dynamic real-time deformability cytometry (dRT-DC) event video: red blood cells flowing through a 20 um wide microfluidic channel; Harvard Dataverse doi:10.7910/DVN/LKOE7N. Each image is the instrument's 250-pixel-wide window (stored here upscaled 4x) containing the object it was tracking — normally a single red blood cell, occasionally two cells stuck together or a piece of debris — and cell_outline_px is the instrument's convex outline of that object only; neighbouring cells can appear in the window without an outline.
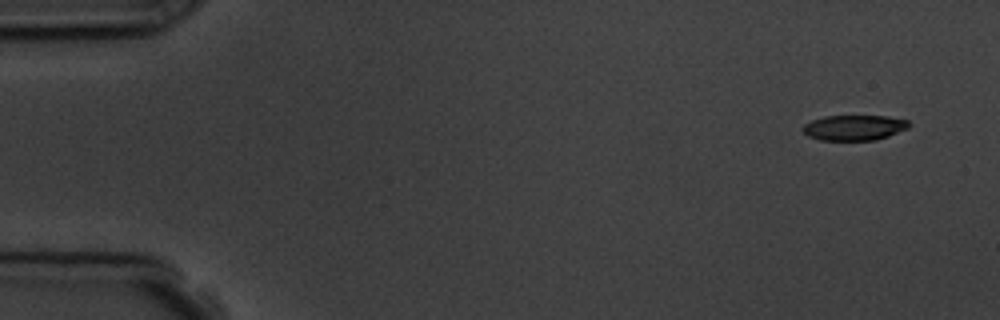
{"species": "common noctule bat (a hibernating species)", "species_latin": "Nyctalus noctula", "temperature_condition": "room temperature", "stored_images_in_passage": 5, "camera_frame_rate_fps": 3000, "um_per_image_px": 0.085, "animal": {"sex": "male", "body_mass_g": 19.5, "forearm_length_mm": 54.6}, "frame": {"image": 1, "passage_image": 1, "time_ms": 0.0, "image_size_px": [1000, 320], "cell_outline_px": [[912, 124], [908, 128], [888, 136], [876, 140], [820, 140], [808, 136], [800, 128], [804, 124], [812, 120], [824, 116], [888, 116], [908, 120]], "centroid_in_image_um": [72.61, 10.84], "position_along_channel_um": 12.4, "area_um2": 15.78}}
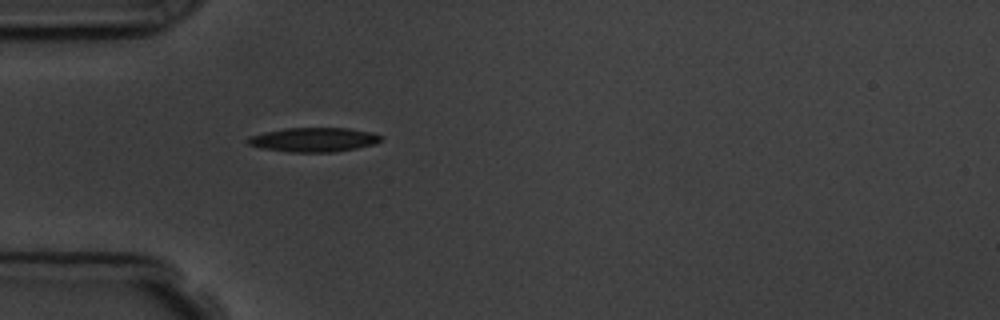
{"frame": {"image": 2, "passage_image": 5, "time_ms": 4.333, "image_size_px": [1000, 320], "cell_outline_px": [[384, 136], [376, 144], [336, 152], [292, 152], [260, 148], [248, 144], [244, 140], [248, 136], [264, 132], [284, 128], [348, 128], [372, 132]], "centroid_in_image_um": [26.65, 11.87], "position_along_channel_um": 58.4, "area_um2": 19.02}}